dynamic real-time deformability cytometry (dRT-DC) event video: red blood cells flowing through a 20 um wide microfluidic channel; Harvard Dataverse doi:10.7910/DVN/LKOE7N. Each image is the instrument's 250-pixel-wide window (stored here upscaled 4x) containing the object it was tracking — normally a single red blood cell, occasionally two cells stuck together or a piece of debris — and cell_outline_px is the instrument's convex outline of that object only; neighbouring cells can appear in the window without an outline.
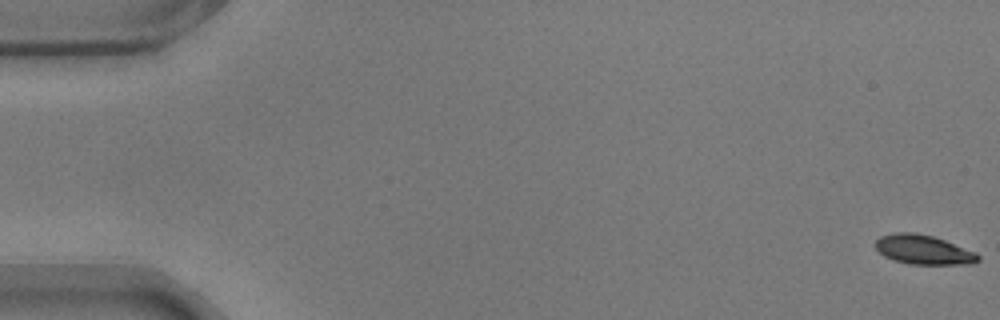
{"species": "common noctule bat (a hibernating species)", "species_latin": "Nyctalus noctula", "temperature_condition": "warm", "stored_images_in_passage": 58, "camera_frame_rate_fps": 3000, "um_per_image_px": 0.085, "animal": {"sex": "male", "body_mass_g": 17.9}, "frame": {"image": 1, "passage_image": 1, "time_ms": 0.0, "image_size_px": [1000, 320], "cell_outline_px": [[980, 260], [972, 264], [908, 264], [892, 260], [884, 256], [876, 248], [876, 240], [880, 236], [896, 232], [916, 232], [932, 236], [944, 240], [976, 252], [980, 256]], "centroid_in_image_um": [78.49, 21.23], "position_along_channel_um": 6.5, "area_um2": 17.63}}
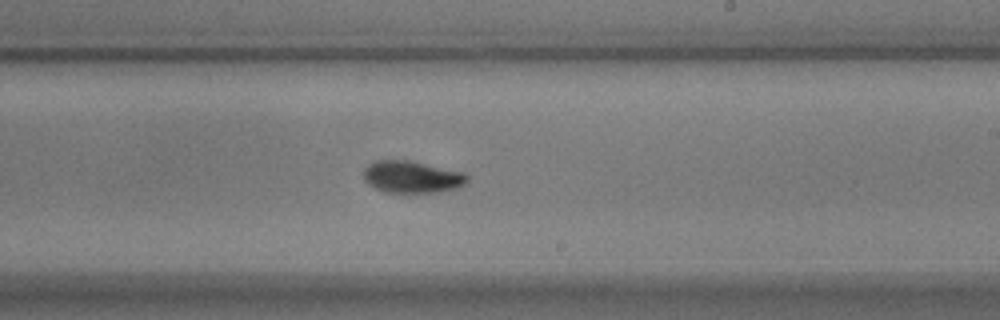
{"frame": {"image": 2, "passage_image": 35, "time_ms": 11.333, "image_size_px": [1000, 320], "cell_outline_px": [[468, 180], [464, 184], [456, 188], [440, 192], [384, 192], [368, 184], [364, 180], [364, 168], [368, 164], [376, 160], [408, 160], [464, 172], [468, 176]], "centroid_in_image_um": [35.0, 15.03], "position_along_channel_um": 254.0, "area_um2": 19.31}}
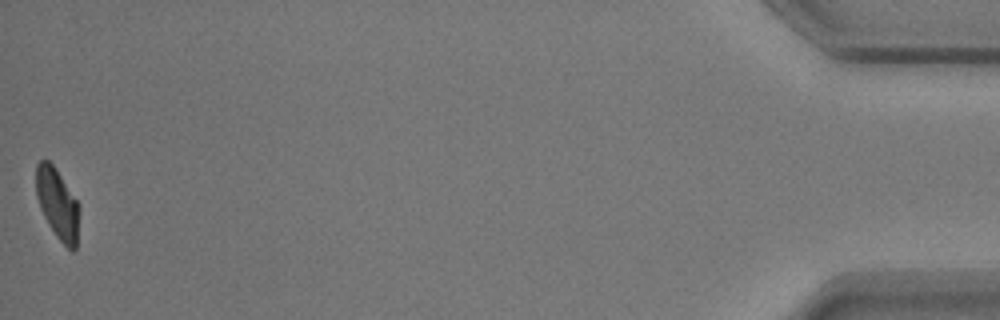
{"frame": {"image": 3, "passage_image": 58, "time_ms": 19.0, "image_size_px": [1000, 320], "cell_outline_px": [[80, 212], [76, 248], [72, 252], [56, 236], [48, 224], [40, 208], [36, 196], [36, 164], [40, 160], [48, 160], [52, 164], [80, 204]], "centroid_in_image_um": [4.9, 17.34], "position_along_channel_um": 430.3, "area_um2": 17.86}, "authors_computed_cell_mechanics": {"area_um2": 19.074, "velocity_mm_per_s": 3.5237, "shape_relaxation_time_tau1_ms": 3.7425, "shape_relaxation_time_tau2_ms": 2.0984, "deformation_change_tau1": 0.1403, "deformation_change_tau2": 0.0583}}